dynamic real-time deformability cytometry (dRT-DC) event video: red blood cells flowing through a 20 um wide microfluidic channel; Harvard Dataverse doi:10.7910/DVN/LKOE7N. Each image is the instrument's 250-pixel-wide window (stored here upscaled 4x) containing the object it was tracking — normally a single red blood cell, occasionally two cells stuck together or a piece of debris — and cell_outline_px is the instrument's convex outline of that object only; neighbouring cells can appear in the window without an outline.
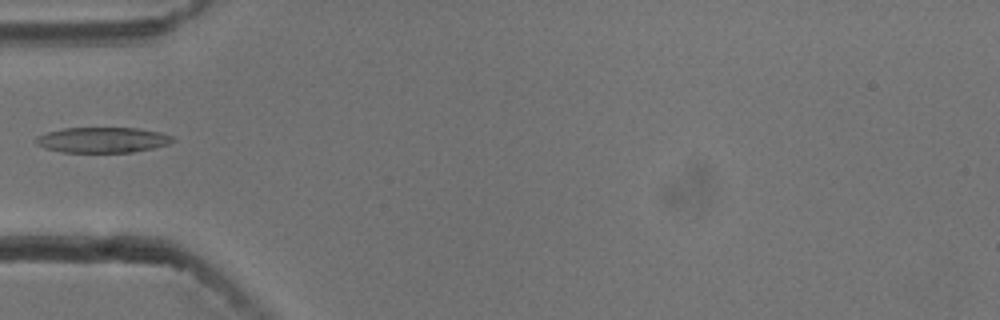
{"species": "common noctule bat (a hibernating species)", "species_latin": "Nyctalus noctula", "temperature_condition": "cold", "stored_images_in_passage": 5, "camera_frame_rate_fps": 3000, "um_per_image_px": 0.085, "animal": {"sex": "male", "body_mass_g": 13.3}, "frame": {"image": 1, "passage_image": 1, "time_ms": 0.0, "image_size_px": [1000, 320], "cell_outline_px": [[176, 140], [168, 144], [152, 148], [132, 152], [60, 152], [44, 148], [36, 144], [36, 136], [48, 132], [64, 128], [136, 128], [160, 132], [172, 136]], "centroid_in_image_um": [8.7, 11.89], "position_along_channel_um": 76.3, "area_um2": 20.23}}
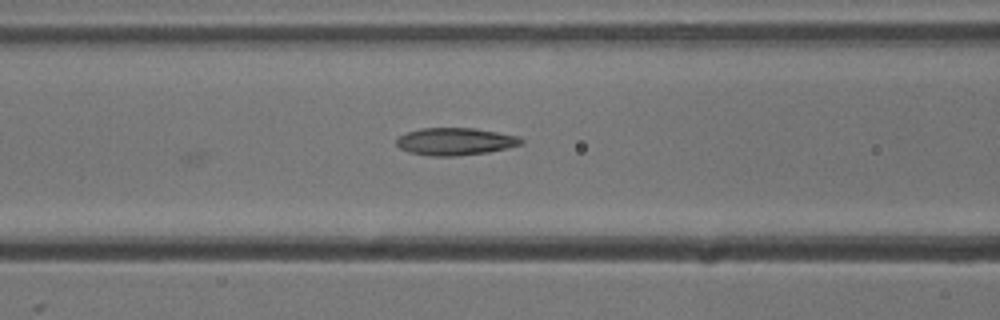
{"frame": {"image": 2, "passage_image": 5, "time_ms": 1.333, "image_size_px": [1000, 320], "cell_outline_px": [[524, 144], [508, 148], [488, 152], [456, 156], [428, 156], [408, 152], [400, 148], [396, 144], [396, 140], [400, 136], [408, 132], [420, 128], [476, 128], [520, 136], [524, 140]], "centroid_in_image_um": [38.73, 12.03], "position_along_channel_um": 127.9, "area_um2": 20.11}}